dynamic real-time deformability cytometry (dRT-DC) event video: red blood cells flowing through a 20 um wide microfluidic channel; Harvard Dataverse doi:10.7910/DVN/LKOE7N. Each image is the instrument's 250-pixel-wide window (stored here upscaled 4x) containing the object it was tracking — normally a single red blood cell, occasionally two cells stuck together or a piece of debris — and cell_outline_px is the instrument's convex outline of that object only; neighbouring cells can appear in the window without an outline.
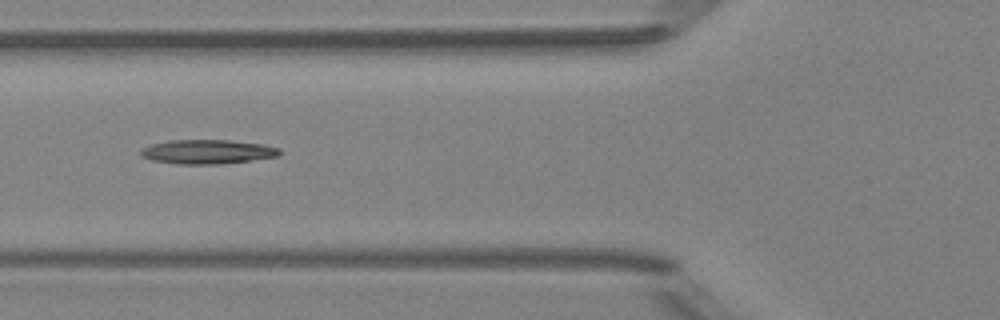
{"species": "Egyptian fruit bat (a non-hibernating species)", "species_latin": "Rousettus aegyptiacus", "temperature_condition": "room temperature", "stored_images_in_passage": 3, "camera_frame_rate_fps": 3000, "um_per_image_px": 0.085, "animal": {"sex": "female"}, "frame": {"image": 1, "passage_image": 2, "time_ms": 1.0, "image_size_px": [1000, 320], "cell_outline_px": [[280, 152], [276, 156], [220, 164], [176, 164], [152, 160], [140, 156], [140, 152], [144, 148], [152, 144], [168, 140], [228, 140], [264, 144], [280, 148]], "centroid_in_image_um": [17.6, 12.89], "position_along_channel_um": 108.2, "area_um2": 19.42}}
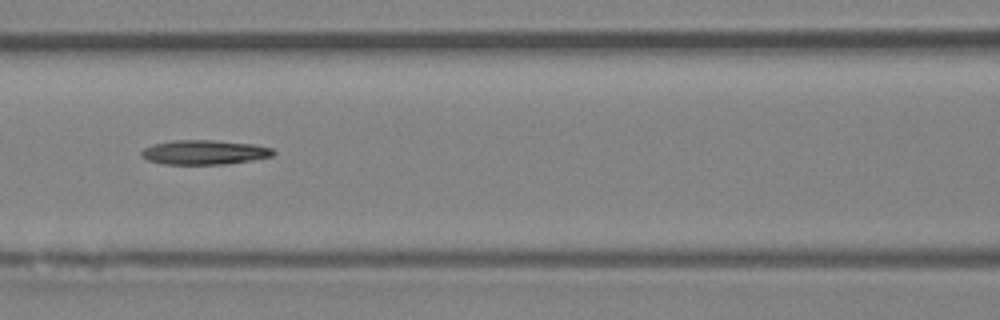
{"frame": {"image": 2, "passage_image": 3, "time_ms": 2.0, "image_size_px": [1000, 320], "cell_outline_px": [[276, 152], [272, 156], [252, 160], [228, 164], [164, 164], [148, 160], [140, 156], [140, 152], [144, 148], [152, 144], [172, 140], [212, 140], [252, 144], [272, 148]], "centroid_in_image_um": [17.34, 12.94], "position_along_channel_um": 149.3, "area_um2": 18.84}}